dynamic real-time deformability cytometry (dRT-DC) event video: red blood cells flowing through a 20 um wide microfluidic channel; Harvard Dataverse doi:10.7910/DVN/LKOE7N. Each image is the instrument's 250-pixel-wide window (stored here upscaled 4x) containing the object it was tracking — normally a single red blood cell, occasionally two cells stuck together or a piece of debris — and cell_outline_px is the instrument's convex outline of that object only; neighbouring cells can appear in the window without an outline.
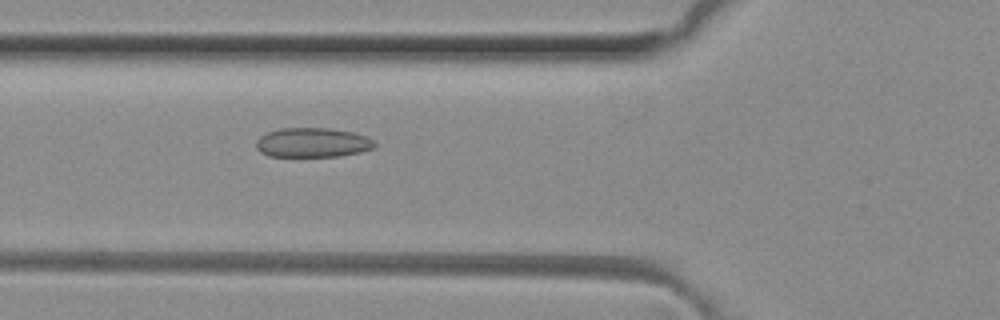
{"species": "common noctule bat (a hibernating species)", "species_latin": "Nyctalus noctula", "temperature_condition": "room temperature", "stored_images_in_passage": 39, "camera_frame_rate_fps": 3000, "um_per_image_px": 0.085, "animal": {"sex": "female", "body_mass_g": 29.2, "forearm_length_mm": 56.3}, "frame": {"image": 1, "passage_image": 7, "time_ms": 2.0, "image_size_px": [1000, 320], "cell_outline_px": [[376, 144], [372, 148], [360, 152], [340, 156], [268, 156], [260, 152], [256, 148], [256, 140], [260, 136], [268, 132], [280, 128], [328, 128], [352, 132], [368, 136]], "centroid_in_image_um": [26.55, 12.11], "position_along_channel_um": 99.3, "area_um2": 20.35}}
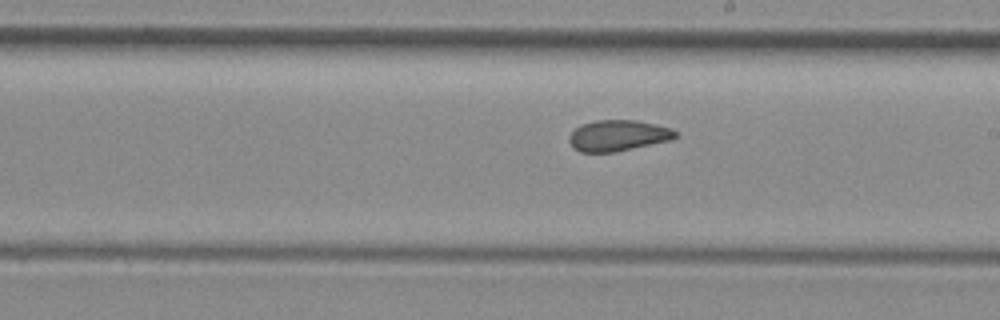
{"frame": {"image": 2, "passage_image": 17, "time_ms": 5.333, "image_size_px": [1000, 320], "cell_outline_px": [[676, 136], [672, 140], [612, 152], [580, 152], [572, 148], [568, 140], [568, 136], [580, 124], [596, 120], [636, 120], [656, 124], [672, 128], [676, 132]], "centroid_in_image_um": [52.5, 11.51], "position_along_channel_um": 236.5, "area_um2": 19.25}}
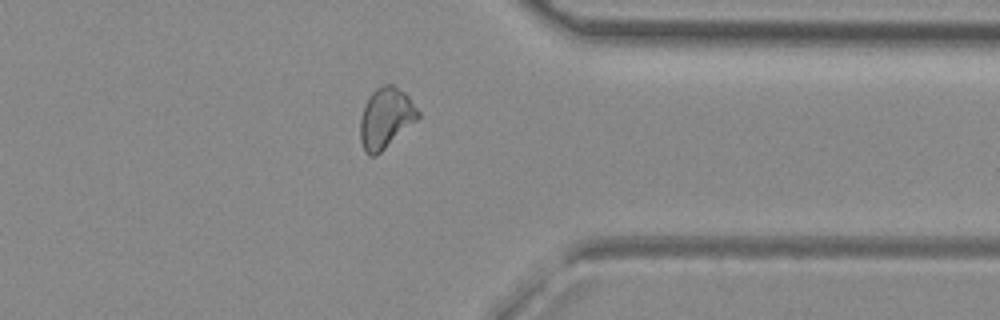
{"frame": {"image": 3, "passage_image": 28, "time_ms": 9.0, "image_size_px": [1000, 320], "cell_outline_px": [[420, 116], [416, 120], [376, 156], [368, 156], [364, 152], [360, 140], [360, 116], [364, 104], [372, 92], [376, 88], [384, 84], [392, 84], [404, 92], [408, 96], [420, 112]], "centroid_in_image_um": [32.75, 10.03], "position_along_channel_um": 378.6, "area_um2": 20.35}, "authors_computed_cell_mechanics": {"area_um2": 20.0566, "velocity_mm_per_s": 4.1101, "shape_relaxation_time_tau1_ms": null, "shape_relaxation_time_tau2_ms": 1.9054, "deformation_change_tau1": null, "deformation_change_tau2": 0.0778}}